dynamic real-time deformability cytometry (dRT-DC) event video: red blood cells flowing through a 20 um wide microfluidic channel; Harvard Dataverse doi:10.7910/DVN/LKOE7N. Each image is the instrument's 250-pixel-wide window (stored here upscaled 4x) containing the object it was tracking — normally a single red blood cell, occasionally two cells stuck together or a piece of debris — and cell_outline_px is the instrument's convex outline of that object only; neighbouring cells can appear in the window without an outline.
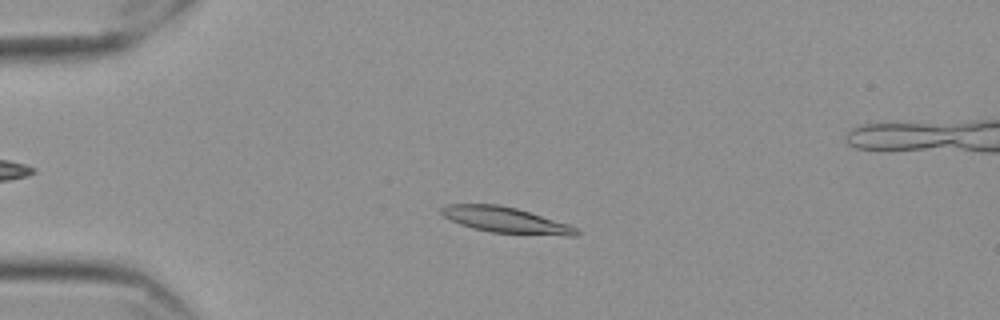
{"species": "Egyptian fruit bat (a non-hibernating species)", "species_latin": "Rousettus aegyptiacus", "temperature_condition": "cold", "stored_images_in_passage": 58, "camera_frame_rate_fps": 3000, "um_per_image_px": 0.085, "frame": {"image": 1, "passage_image": 14, "time_ms": 4.333, "image_size_px": [1000, 320], "cell_outline_px": [[580, 232], [576, 236], [568, 236], [492, 232], [472, 228], [460, 224], [444, 216], [440, 212], [440, 208], [444, 204], [500, 204], [516, 208], [568, 224], [576, 228]], "centroid_in_image_um": [42.96, 18.69], "position_along_channel_um": 42.0, "area_um2": 20.17}}
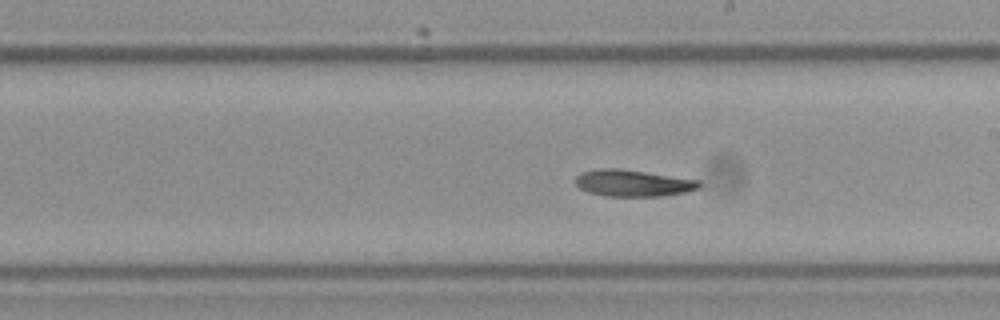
{"frame": {"image": 2, "passage_image": 33, "time_ms": 10.667, "image_size_px": [1000, 320], "cell_outline_px": [[700, 188], [684, 192], [660, 196], [604, 196], [588, 192], [580, 188], [576, 184], [576, 176], [580, 172], [600, 168], [616, 168], [700, 180]], "centroid_in_image_um": [53.77, 15.56], "position_along_channel_um": 235.2, "area_um2": 19.07}}
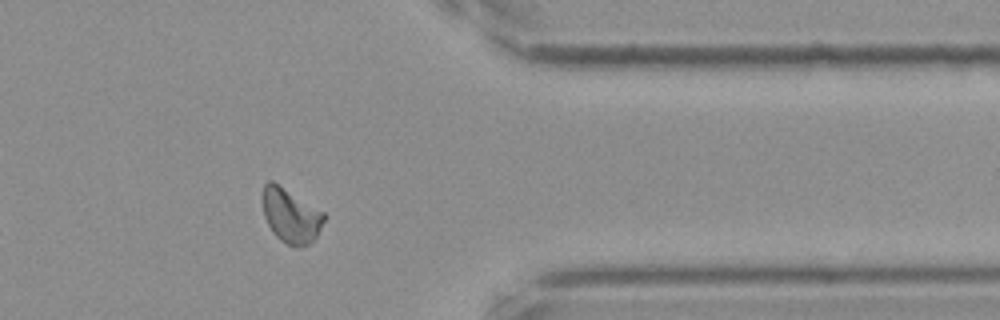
{"frame": {"image": 3, "passage_image": 47, "time_ms": 15.333, "image_size_px": [1000, 320], "cell_outline_px": [[328, 216], [316, 236], [308, 244], [288, 244], [280, 240], [272, 232], [264, 216], [260, 200], [260, 196], [264, 184], [268, 180], [272, 180], [324, 212]], "centroid_in_image_um": [24.67, 18.26], "position_along_channel_um": 386.7, "area_um2": 19.54}, "authors_computed_cell_mechanics": {"area_um2": 19.4786, "velocity_mm_per_s": 3.5195, "shape_relaxation_time_tau1_ms": 7.5994, "shape_relaxation_time_tau2_ms": 7.7809, "deformation_change_tau1": 0.1541, "deformation_change_tau2": 0.1428}}